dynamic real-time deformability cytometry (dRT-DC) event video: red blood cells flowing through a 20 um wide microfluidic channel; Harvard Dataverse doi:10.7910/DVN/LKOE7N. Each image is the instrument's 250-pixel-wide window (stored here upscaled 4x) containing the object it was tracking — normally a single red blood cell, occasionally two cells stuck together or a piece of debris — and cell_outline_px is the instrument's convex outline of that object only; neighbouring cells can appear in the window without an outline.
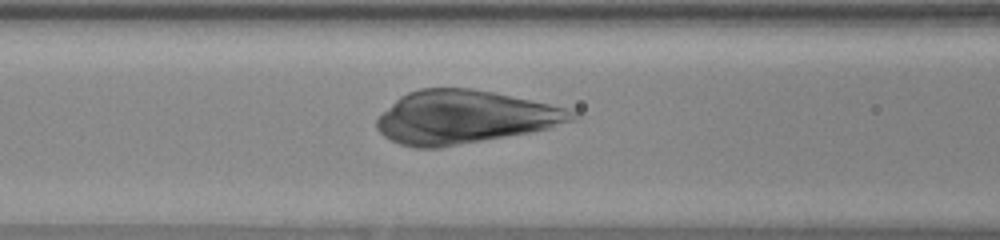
{"species": "human", "species_latin": "Homo sapiens", "temperature_condition": "warm", "stored_images_in_passage": 51, "camera_frame_rate_fps": 3000, "um_per_image_px": 0.085, "donor": {"sex": "female"}, "frame": {"image": 1, "passage_image": 22, "time_ms": 7.0, "image_size_px": [1000, 240], "cell_outline_px": [[580, 116], [576, 120], [548, 128], [528, 132], [440, 148], [412, 148], [400, 144], [384, 136], [376, 128], [376, 120], [400, 96], [408, 92], [420, 88], [472, 88], [492, 92], [548, 104], [580, 112]], "centroid_in_image_um": [39.48, 9.96], "position_along_channel_um": 127.1, "area_um2": 60.05}}
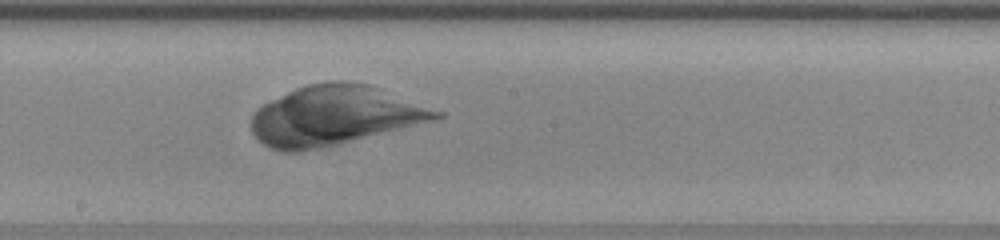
{"frame": {"image": 2, "passage_image": 29, "time_ms": 9.333, "image_size_px": [1000, 240], "cell_outline_px": [[444, 116], [432, 120], [300, 152], [284, 152], [272, 148], [264, 144], [252, 132], [252, 116], [256, 108], [296, 88], [308, 84], [328, 80], [348, 80], [368, 84], [444, 112]], "centroid_in_image_um": [28.38, 9.79], "position_along_channel_um": 219.8, "area_um2": 62.83}}